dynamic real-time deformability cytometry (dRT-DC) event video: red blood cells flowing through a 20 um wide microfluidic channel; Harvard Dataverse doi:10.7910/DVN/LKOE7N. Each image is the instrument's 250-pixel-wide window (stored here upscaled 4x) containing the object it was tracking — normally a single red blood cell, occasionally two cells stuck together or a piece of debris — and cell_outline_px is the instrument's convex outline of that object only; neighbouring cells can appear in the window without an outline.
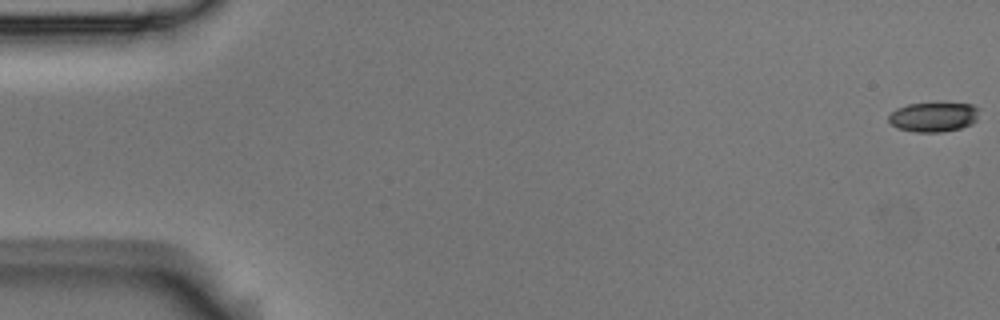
{"species": "Egyptian fruit bat (a non-hibernating species)", "species_latin": "Rousettus aegyptiacus", "temperature_condition": "room temperature", "stored_images_in_passage": 55, "camera_frame_rate_fps": 3000, "um_per_image_px": 0.085, "animal": {"sex": "male"}, "frame": {"image": 1, "passage_image": 1, "time_ms": 0.0, "image_size_px": [1000, 320], "cell_outline_px": [[980, 108], [976, 120], [972, 124], [960, 128], [940, 132], [916, 132], [896, 128], [888, 120], [888, 116], [896, 108], [908, 104], [972, 104]], "centroid_in_image_um": [79.35, 9.95], "position_along_channel_um": 5.7, "area_um2": 15.49}}
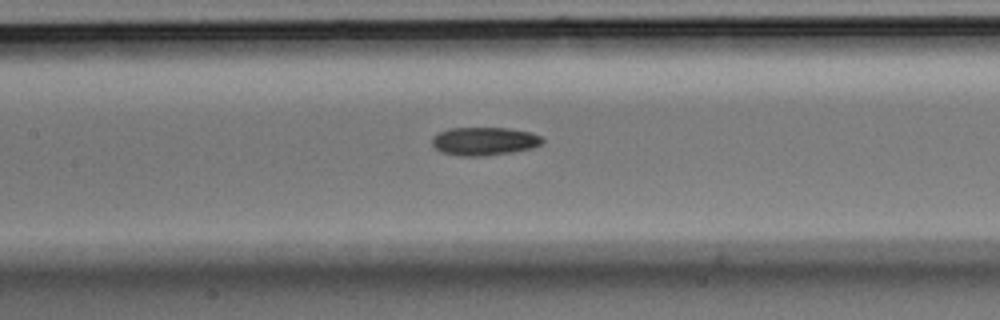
{"frame": {"image": 2, "passage_image": 26, "time_ms": 8.333, "image_size_px": [1000, 320], "cell_outline_px": [[544, 140], [540, 144], [532, 148], [512, 152], [484, 156], [460, 156], [440, 152], [432, 144], [432, 136], [448, 128], [508, 128], [528, 132], [540, 136]], "centroid_in_image_um": [41.12, 12.01], "position_along_channel_um": 166.3, "area_um2": 18.09}}
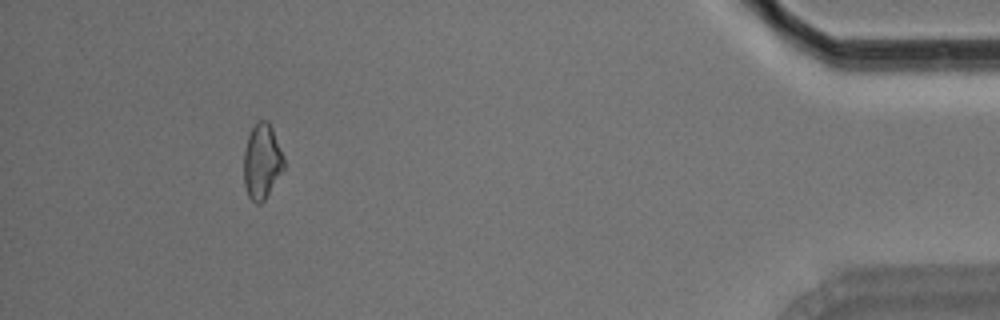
{"frame": {"image": 3, "passage_image": 51, "time_ms": 16.667, "image_size_px": [1000, 320], "cell_outline_px": [[284, 168], [264, 200], [260, 204], [256, 204], [248, 196], [244, 184], [244, 152], [248, 136], [256, 120], [268, 120], [272, 128], [284, 160]], "centroid_in_image_um": [22.24, 13.72], "position_along_channel_um": 413.0, "area_um2": 17.34}, "authors_computed_cell_mechanics": {"area_um2": 17.7446, "velocity_mm_per_s": 3.7059, "shape_relaxation_time_tau1_ms": 6.9905, "shape_relaxation_time_tau2_ms": 7.1876, "deformation_change_tau1": 0.159, "deformation_change_tau2": 0.1446}}